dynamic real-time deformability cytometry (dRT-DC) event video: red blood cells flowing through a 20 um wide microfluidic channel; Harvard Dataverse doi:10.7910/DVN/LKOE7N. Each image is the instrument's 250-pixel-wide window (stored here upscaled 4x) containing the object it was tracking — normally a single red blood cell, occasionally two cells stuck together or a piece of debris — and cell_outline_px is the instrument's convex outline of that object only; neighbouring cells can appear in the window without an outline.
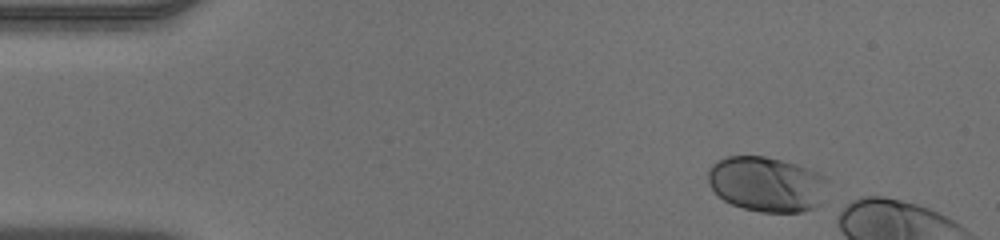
{"species": "human", "species_latin": "Homo sapiens", "temperature_condition": "warm", "stored_images_in_passage": 9, "camera_frame_rate_fps": 3000, "um_per_image_px": 0.085, "donor": {"sex": "male"}, "frame": {"image": 1, "passage_image": 1, "time_ms": 0.0, "image_size_px": [1000, 240], "cell_outline_px": [[828, 180], [820, 204], [816, 208], [800, 212], [760, 212], [744, 208], [732, 204], [724, 200], [708, 184], [708, 168], [716, 160], [728, 156], [764, 156], [796, 164], [816, 172], [824, 176]], "centroid_in_image_um": [65.15, 15.65], "position_along_channel_um": 19.8, "area_um2": 38.38}}